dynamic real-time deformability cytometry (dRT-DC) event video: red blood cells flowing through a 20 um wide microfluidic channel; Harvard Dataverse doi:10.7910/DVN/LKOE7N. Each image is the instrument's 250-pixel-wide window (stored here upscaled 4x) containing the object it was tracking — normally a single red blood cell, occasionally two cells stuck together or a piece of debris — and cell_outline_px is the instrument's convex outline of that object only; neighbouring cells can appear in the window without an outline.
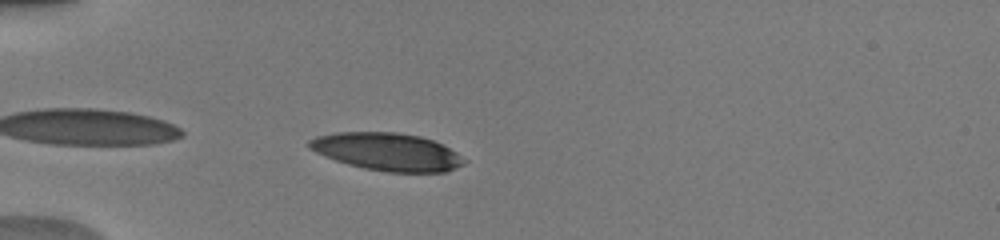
{"species": "human", "species_latin": "Homo sapiens", "temperature_condition": "warm", "stored_images_in_passage": 31, "camera_frame_rate_fps": 3000, "um_per_image_px": 0.085, "donor": {"sex": "male"}, "frame": {"image": 1, "passage_image": 2, "time_ms": 0.333, "image_size_px": [1000, 240], "cell_outline_px": [[468, 160], [464, 164], [444, 172], [388, 172], [364, 168], [348, 164], [324, 156], [308, 148], [308, 140], [316, 136], [336, 132], [396, 132], [420, 136], [432, 140], [456, 152]], "centroid_in_image_um": [32.9, 12.89], "position_along_channel_um": 52.1, "area_um2": 33.93}}
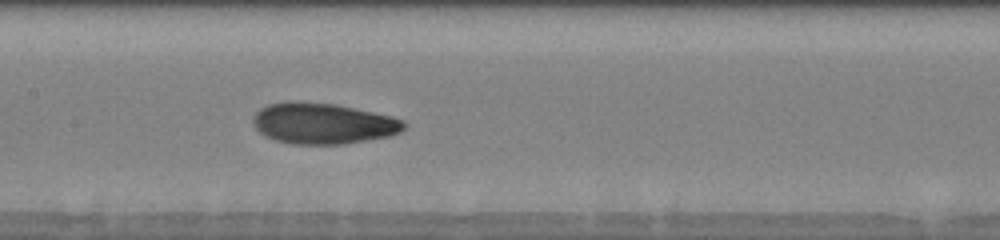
{"frame": {"image": 2, "passage_image": 13, "time_ms": 4.0, "image_size_px": [1000, 240], "cell_outline_px": [[408, 124], [400, 132], [388, 136], [344, 144], [292, 144], [276, 140], [264, 136], [256, 128], [252, 120], [252, 116], [260, 108], [268, 104], [288, 100], [296, 100], [336, 104], [392, 116], [404, 120]], "centroid_in_image_um": [27.43, 10.47], "position_along_channel_um": 180.0, "area_um2": 36.36}}
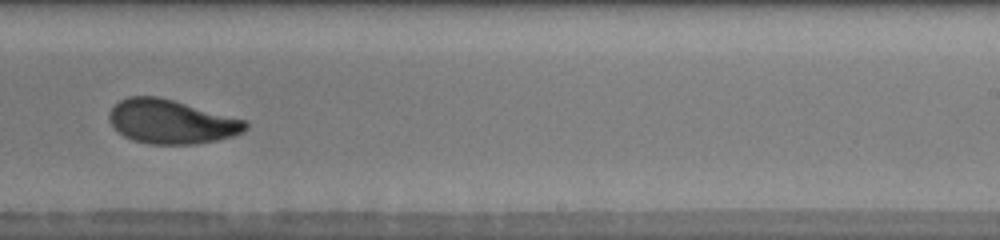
{"frame": {"image": 3, "passage_image": 20, "time_ms": 6.333, "image_size_px": [1000, 240], "cell_outline_px": [[248, 128], [244, 132], [232, 136], [216, 140], [196, 144], [148, 144], [132, 140], [124, 136], [108, 120], [108, 116], [112, 108], [120, 100], [128, 96], [156, 96], [172, 100], [248, 120]], "centroid_in_image_um": [14.59, 10.35], "position_along_channel_um": 274.4, "area_um2": 34.91}, "authors_computed_cell_mechanics": {"area_um2": 35.4314, "velocity_mm_per_s": 4.0788, "shape_relaxation_time_tau1_ms": 3.8054, "shape_relaxation_time_tau2_ms": 1.8646, "deformation_change_tau1": 0.1619, "deformation_change_tau2": 0.0771}}